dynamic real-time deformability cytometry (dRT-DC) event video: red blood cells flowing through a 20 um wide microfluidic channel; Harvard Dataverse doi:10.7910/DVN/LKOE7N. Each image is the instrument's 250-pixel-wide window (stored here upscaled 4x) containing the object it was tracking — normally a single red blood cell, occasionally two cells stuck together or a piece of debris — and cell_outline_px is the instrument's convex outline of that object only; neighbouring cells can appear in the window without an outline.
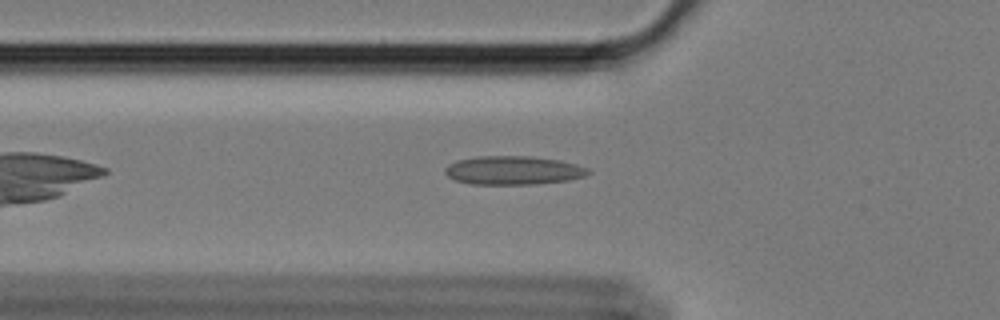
{"species": "Egyptian fruit bat (a non-hibernating species)", "species_latin": "Rousettus aegyptiacus", "temperature_condition": "cold", "stored_images_in_passage": 45, "camera_frame_rate_fps": 3000, "um_per_image_px": 0.085, "animal": {"sex": "female"}, "frame": {"image": 1, "passage_image": 9, "time_ms": 2.667, "image_size_px": [1000, 320], "cell_outline_px": [[592, 172], [584, 176], [568, 180], [536, 184], [468, 184], [456, 180], [448, 176], [444, 172], [444, 168], [448, 164], [456, 160], [476, 156], [532, 156], [560, 160], [576, 164], [588, 168]], "centroid_in_image_um": [43.61, 14.47], "position_along_channel_um": 82.2, "area_um2": 24.1}}
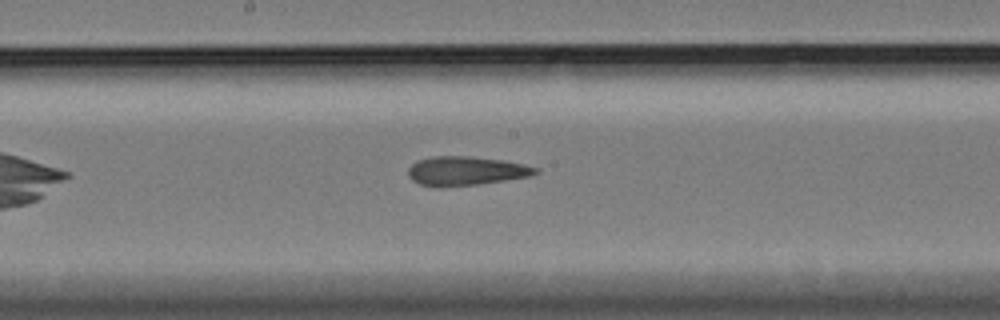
{"frame": {"image": 2, "passage_image": 20, "time_ms": 6.333, "image_size_px": [1000, 320], "cell_outline_px": [[540, 172], [532, 176], [476, 184], [440, 188], [436, 188], [420, 184], [412, 180], [408, 176], [408, 168], [416, 160], [432, 156], [472, 156], [500, 160], [524, 164], [540, 168]], "centroid_in_image_um": [39.58, 14.53], "position_along_channel_um": 208.6, "area_um2": 21.79}}
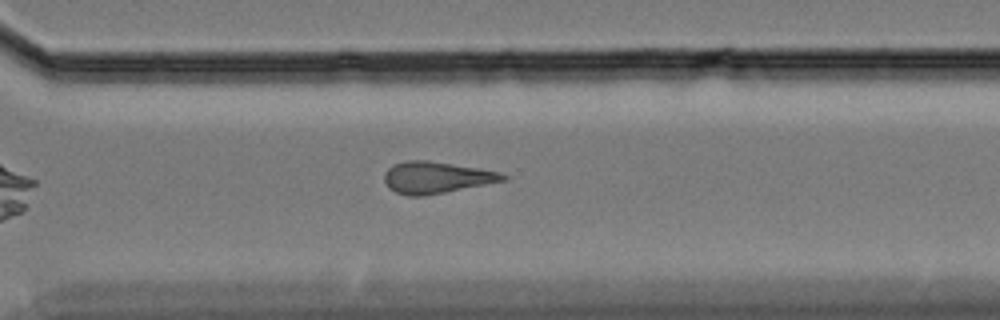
{"frame": {"image": 3, "passage_image": 31, "time_ms": 10.0, "image_size_px": [1000, 320], "cell_outline_px": [[508, 180], [424, 196], [408, 196], [396, 192], [388, 188], [384, 180], [384, 172], [392, 164], [404, 160], [428, 160], [480, 168], [500, 172], [508, 176]], "centroid_in_image_um": [37.07, 15.08], "position_along_channel_um": 333.5, "area_um2": 22.14}, "authors_computed_cell_mechanics": {"area_um2": 21.386, "velocity_mm_per_s": 3.4137, "shape_relaxation_time_tau1_ms": null, "shape_relaxation_time_tau2_ms": 4.9718, "deformation_change_tau1": null, "deformation_change_tau2": 0.1457}}